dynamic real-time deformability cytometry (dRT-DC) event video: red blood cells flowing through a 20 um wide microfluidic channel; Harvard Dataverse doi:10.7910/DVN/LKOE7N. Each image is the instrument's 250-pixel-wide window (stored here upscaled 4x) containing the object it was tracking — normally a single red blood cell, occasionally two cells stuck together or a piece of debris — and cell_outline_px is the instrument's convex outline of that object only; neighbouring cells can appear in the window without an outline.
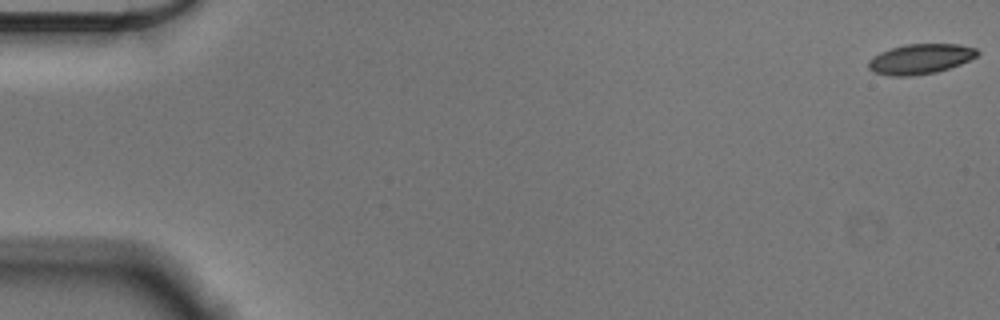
{"species": "Egyptian fruit bat (a non-hibernating species)", "species_latin": "Rousettus aegyptiacus", "temperature_condition": "cold", "stored_images_in_passage": 57, "camera_frame_rate_fps": 3000, "um_per_image_px": 0.085, "animal": {"sex": "male"}, "frame": {"image": 1, "passage_image": 1, "time_ms": 0.0, "image_size_px": [1000, 320], "cell_outline_px": [[980, 52], [976, 56], [960, 64], [936, 72], [912, 76], [888, 76], [876, 72], [868, 68], [868, 60], [872, 56], [880, 52], [892, 48], [908, 44], [960, 44], [976, 48]], "centroid_in_image_um": [78.21, 5.01], "position_along_channel_um": 6.8, "area_um2": 19.02}}
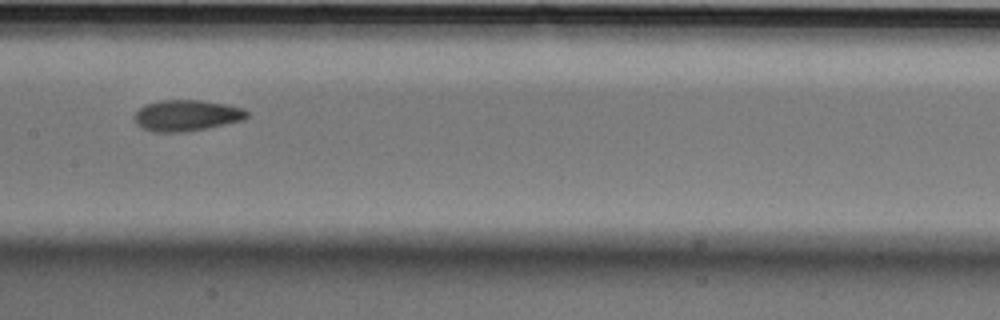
{"frame": {"image": 2, "passage_image": 29, "time_ms": 9.333, "image_size_px": [1000, 320], "cell_outline_px": [[248, 116], [244, 120], [188, 132], [152, 132], [136, 124], [136, 112], [144, 104], [160, 100], [200, 100], [224, 104], [244, 108], [248, 112]], "centroid_in_image_um": [15.88, 9.82], "position_along_channel_um": 191.5, "area_um2": 20.4}}
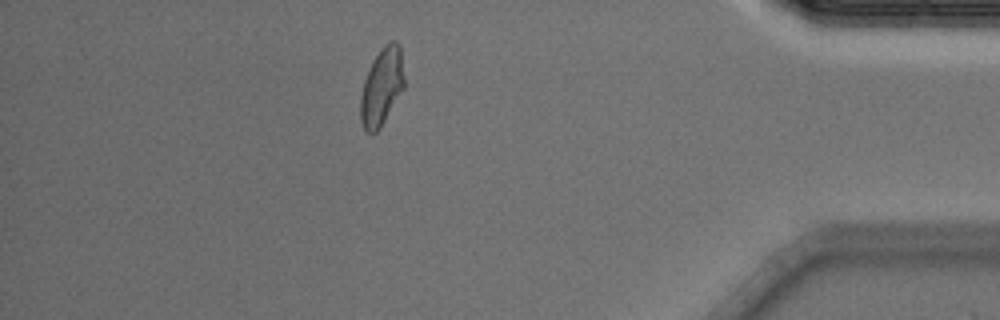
{"frame": {"image": 3, "passage_image": 50, "time_ms": 16.333, "image_size_px": [1000, 320], "cell_outline_px": [[404, 88], [380, 128], [372, 136], [364, 132], [360, 120], [360, 96], [364, 80], [372, 60], [380, 48], [384, 44], [392, 40], [396, 40], [400, 44], [404, 76]], "centroid_in_image_um": [32.43, 7.38], "position_along_channel_um": 402.8, "area_um2": 20.17}, "authors_computed_cell_mechanics": {"area_um2": 19.5942, "velocity_mm_per_s": 3.576, "shape_relaxation_time_tau1_ms": 3.9835, "shape_relaxation_time_tau2_ms": 2.638, "deformation_change_tau1": 0.1485, "deformation_change_tau2": 0.0846}}